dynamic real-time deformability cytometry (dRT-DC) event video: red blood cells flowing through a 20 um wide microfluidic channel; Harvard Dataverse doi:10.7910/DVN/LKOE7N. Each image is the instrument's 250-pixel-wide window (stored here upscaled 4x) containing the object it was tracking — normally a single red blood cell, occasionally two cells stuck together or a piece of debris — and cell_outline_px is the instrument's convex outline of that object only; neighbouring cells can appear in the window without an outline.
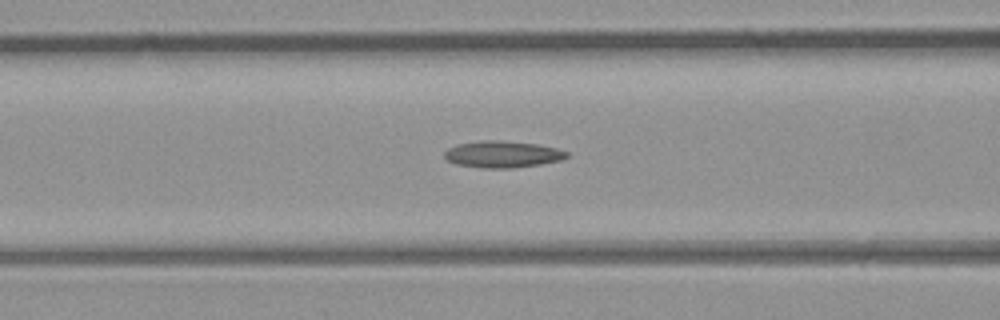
{"species": "common noctule bat (a hibernating species)", "species_latin": "Nyctalus noctula", "temperature_condition": "room temperature", "stored_images_in_passage": 45, "camera_frame_rate_fps": 3000, "um_per_image_px": 0.085, "animal": {"sex": "male", "body_mass_g": 23.1, "forearm_length_mm": 52.7}, "frame": {"image": 1, "passage_image": 16, "time_ms": 5.0, "image_size_px": [1000, 320], "cell_outline_px": [[568, 156], [560, 160], [540, 164], [512, 168], [480, 168], [456, 164], [448, 160], [444, 156], [444, 152], [448, 148], [456, 144], [480, 140], [500, 140], [536, 144], [556, 148], [568, 152]], "centroid_in_image_um": [42.67, 13.11], "position_along_channel_um": 123.9, "area_um2": 19.02}}
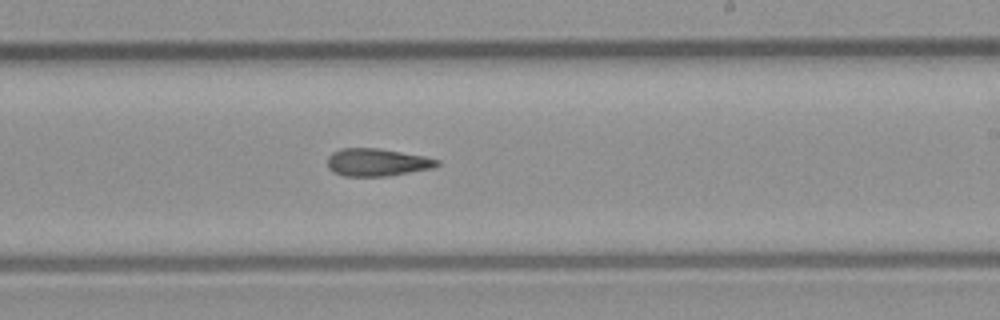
{"frame": {"image": 2, "passage_image": 25, "time_ms": 8.0, "image_size_px": [1000, 320], "cell_outline_px": [[440, 164], [432, 168], [384, 176], [344, 176], [332, 172], [328, 168], [328, 156], [332, 152], [340, 148], [376, 148], [424, 156], [440, 160]], "centroid_in_image_um": [32.0, 13.79], "position_along_channel_um": 257.0, "area_um2": 17.51}}
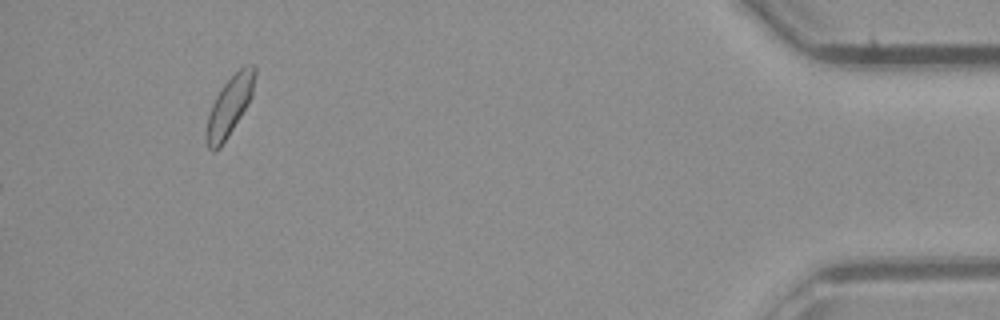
{"frame": {"image": 3, "passage_image": 45, "time_ms": 14.667, "image_size_px": [1000, 320], "cell_outline_px": [[256, 76], [252, 96], [240, 116], [220, 148], [212, 152], [208, 148], [204, 136], [204, 132], [208, 116], [212, 104], [216, 96], [224, 84], [244, 64], [256, 64]], "centroid_in_image_um": [19.5, 9.0], "position_along_channel_um": 415.7, "area_um2": 16.76}, "authors_computed_cell_mechanics": {"area_um2": 17.918, "velocity_mm_per_s": 4.4337, "shape_relaxation_time_tau1_ms": null, "shape_relaxation_time_tau2_ms": 8.8285, "deformation_change_tau1": null, "deformation_change_tau2": 0.244}}